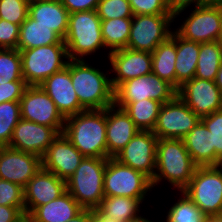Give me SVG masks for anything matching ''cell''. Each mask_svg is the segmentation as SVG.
Here are the masks:
<instances>
[{"mask_svg": "<svg viewBox=\"0 0 222 222\" xmlns=\"http://www.w3.org/2000/svg\"><path fill=\"white\" fill-rule=\"evenodd\" d=\"M94 62V59L91 62L70 60L72 84L80 105L85 110H103L114 105V89L108 62L100 67L94 65ZM104 66L108 69L106 70Z\"/></svg>", "mask_w": 222, "mask_h": 222, "instance_id": "cell-1", "label": "cell"}, {"mask_svg": "<svg viewBox=\"0 0 222 222\" xmlns=\"http://www.w3.org/2000/svg\"><path fill=\"white\" fill-rule=\"evenodd\" d=\"M197 167L183 139H158L152 188L158 193L156 188L166 182L174 192L182 191L189 184Z\"/></svg>", "mask_w": 222, "mask_h": 222, "instance_id": "cell-2", "label": "cell"}, {"mask_svg": "<svg viewBox=\"0 0 222 222\" xmlns=\"http://www.w3.org/2000/svg\"><path fill=\"white\" fill-rule=\"evenodd\" d=\"M63 41L70 60H92V57L100 53L102 57L99 55L97 64L102 63L101 60L107 62L105 58H108L110 52L104 46L101 19L96 10L69 14L68 29Z\"/></svg>", "mask_w": 222, "mask_h": 222, "instance_id": "cell-3", "label": "cell"}, {"mask_svg": "<svg viewBox=\"0 0 222 222\" xmlns=\"http://www.w3.org/2000/svg\"><path fill=\"white\" fill-rule=\"evenodd\" d=\"M63 134L84 157L108 158L106 109L66 117Z\"/></svg>", "mask_w": 222, "mask_h": 222, "instance_id": "cell-4", "label": "cell"}, {"mask_svg": "<svg viewBox=\"0 0 222 222\" xmlns=\"http://www.w3.org/2000/svg\"><path fill=\"white\" fill-rule=\"evenodd\" d=\"M108 158L84 157L66 180L67 191L83 209L97 208L104 196V172Z\"/></svg>", "mask_w": 222, "mask_h": 222, "instance_id": "cell-5", "label": "cell"}, {"mask_svg": "<svg viewBox=\"0 0 222 222\" xmlns=\"http://www.w3.org/2000/svg\"><path fill=\"white\" fill-rule=\"evenodd\" d=\"M221 20L222 6L202 4L176 13L174 31L180 37L198 43L220 41Z\"/></svg>", "mask_w": 222, "mask_h": 222, "instance_id": "cell-6", "label": "cell"}, {"mask_svg": "<svg viewBox=\"0 0 222 222\" xmlns=\"http://www.w3.org/2000/svg\"><path fill=\"white\" fill-rule=\"evenodd\" d=\"M207 217L222 215V165L199 166L182 190Z\"/></svg>", "mask_w": 222, "mask_h": 222, "instance_id": "cell-7", "label": "cell"}, {"mask_svg": "<svg viewBox=\"0 0 222 222\" xmlns=\"http://www.w3.org/2000/svg\"><path fill=\"white\" fill-rule=\"evenodd\" d=\"M22 75L28 86H38L52 74L64 69L68 62L65 44L40 46L20 51Z\"/></svg>", "mask_w": 222, "mask_h": 222, "instance_id": "cell-8", "label": "cell"}, {"mask_svg": "<svg viewBox=\"0 0 222 222\" xmlns=\"http://www.w3.org/2000/svg\"><path fill=\"white\" fill-rule=\"evenodd\" d=\"M104 196L149 198L154 190L151 180L143 173L108 158L104 172Z\"/></svg>", "mask_w": 222, "mask_h": 222, "instance_id": "cell-9", "label": "cell"}, {"mask_svg": "<svg viewBox=\"0 0 222 222\" xmlns=\"http://www.w3.org/2000/svg\"><path fill=\"white\" fill-rule=\"evenodd\" d=\"M174 15H133L127 48L152 53L174 31Z\"/></svg>", "mask_w": 222, "mask_h": 222, "instance_id": "cell-10", "label": "cell"}, {"mask_svg": "<svg viewBox=\"0 0 222 222\" xmlns=\"http://www.w3.org/2000/svg\"><path fill=\"white\" fill-rule=\"evenodd\" d=\"M177 89L154 73L122 82L114 90V104H130L145 99H153L162 104L173 100Z\"/></svg>", "mask_w": 222, "mask_h": 222, "instance_id": "cell-11", "label": "cell"}, {"mask_svg": "<svg viewBox=\"0 0 222 222\" xmlns=\"http://www.w3.org/2000/svg\"><path fill=\"white\" fill-rule=\"evenodd\" d=\"M200 118L178 97L162 104L153 134L158 139H183Z\"/></svg>", "mask_w": 222, "mask_h": 222, "instance_id": "cell-12", "label": "cell"}, {"mask_svg": "<svg viewBox=\"0 0 222 222\" xmlns=\"http://www.w3.org/2000/svg\"><path fill=\"white\" fill-rule=\"evenodd\" d=\"M21 118L54 128L63 133L66 118L58 110L48 94L38 86H27L20 99Z\"/></svg>", "mask_w": 222, "mask_h": 222, "instance_id": "cell-13", "label": "cell"}, {"mask_svg": "<svg viewBox=\"0 0 222 222\" xmlns=\"http://www.w3.org/2000/svg\"><path fill=\"white\" fill-rule=\"evenodd\" d=\"M157 141L158 138L153 131L139 130L113 158L119 163L143 173L152 181L156 172Z\"/></svg>", "mask_w": 222, "mask_h": 222, "instance_id": "cell-14", "label": "cell"}, {"mask_svg": "<svg viewBox=\"0 0 222 222\" xmlns=\"http://www.w3.org/2000/svg\"><path fill=\"white\" fill-rule=\"evenodd\" d=\"M107 62L114 90L122 82L152 73V53L149 52L123 48L110 52Z\"/></svg>", "mask_w": 222, "mask_h": 222, "instance_id": "cell-15", "label": "cell"}, {"mask_svg": "<svg viewBox=\"0 0 222 222\" xmlns=\"http://www.w3.org/2000/svg\"><path fill=\"white\" fill-rule=\"evenodd\" d=\"M177 96L199 118L222 109V92L215 81L194 77L177 90Z\"/></svg>", "mask_w": 222, "mask_h": 222, "instance_id": "cell-16", "label": "cell"}, {"mask_svg": "<svg viewBox=\"0 0 222 222\" xmlns=\"http://www.w3.org/2000/svg\"><path fill=\"white\" fill-rule=\"evenodd\" d=\"M41 167V157L9 146H0V179L24 188Z\"/></svg>", "mask_w": 222, "mask_h": 222, "instance_id": "cell-17", "label": "cell"}, {"mask_svg": "<svg viewBox=\"0 0 222 222\" xmlns=\"http://www.w3.org/2000/svg\"><path fill=\"white\" fill-rule=\"evenodd\" d=\"M67 191L66 181L54 173L40 168L24 187L25 214L47 204Z\"/></svg>", "mask_w": 222, "mask_h": 222, "instance_id": "cell-18", "label": "cell"}, {"mask_svg": "<svg viewBox=\"0 0 222 222\" xmlns=\"http://www.w3.org/2000/svg\"><path fill=\"white\" fill-rule=\"evenodd\" d=\"M59 133L49 126L20 119L14 128L9 147L42 158Z\"/></svg>", "mask_w": 222, "mask_h": 222, "instance_id": "cell-19", "label": "cell"}, {"mask_svg": "<svg viewBox=\"0 0 222 222\" xmlns=\"http://www.w3.org/2000/svg\"><path fill=\"white\" fill-rule=\"evenodd\" d=\"M84 159L80 151L62 133L51 143L42 156V168L65 181Z\"/></svg>", "mask_w": 222, "mask_h": 222, "instance_id": "cell-20", "label": "cell"}, {"mask_svg": "<svg viewBox=\"0 0 222 222\" xmlns=\"http://www.w3.org/2000/svg\"><path fill=\"white\" fill-rule=\"evenodd\" d=\"M40 86L65 118L85 111L72 84L70 60L64 69L46 78Z\"/></svg>", "mask_w": 222, "mask_h": 222, "instance_id": "cell-21", "label": "cell"}, {"mask_svg": "<svg viewBox=\"0 0 222 222\" xmlns=\"http://www.w3.org/2000/svg\"><path fill=\"white\" fill-rule=\"evenodd\" d=\"M139 129L128 114L115 104L106 108V141L108 158L122 150Z\"/></svg>", "mask_w": 222, "mask_h": 222, "instance_id": "cell-22", "label": "cell"}, {"mask_svg": "<svg viewBox=\"0 0 222 222\" xmlns=\"http://www.w3.org/2000/svg\"><path fill=\"white\" fill-rule=\"evenodd\" d=\"M28 15L37 24L49 27L62 40L66 37L69 12L60 0H30Z\"/></svg>", "mask_w": 222, "mask_h": 222, "instance_id": "cell-23", "label": "cell"}, {"mask_svg": "<svg viewBox=\"0 0 222 222\" xmlns=\"http://www.w3.org/2000/svg\"><path fill=\"white\" fill-rule=\"evenodd\" d=\"M147 200L148 198L105 196L101 204L97 208L91 209V211L95 218H109L128 222L139 217L145 211L142 208Z\"/></svg>", "mask_w": 222, "mask_h": 222, "instance_id": "cell-24", "label": "cell"}, {"mask_svg": "<svg viewBox=\"0 0 222 222\" xmlns=\"http://www.w3.org/2000/svg\"><path fill=\"white\" fill-rule=\"evenodd\" d=\"M82 210L83 208L66 191L60 197L37 207L29 216L32 222H67Z\"/></svg>", "mask_w": 222, "mask_h": 222, "instance_id": "cell-25", "label": "cell"}, {"mask_svg": "<svg viewBox=\"0 0 222 222\" xmlns=\"http://www.w3.org/2000/svg\"><path fill=\"white\" fill-rule=\"evenodd\" d=\"M183 142L198 167L214 166L212 133L201 121L183 138Z\"/></svg>", "mask_w": 222, "mask_h": 222, "instance_id": "cell-26", "label": "cell"}, {"mask_svg": "<svg viewBox=\"0 0 222 222\" xmlns=\"http://www.w3.org/2000/svg\"><path fill=\"white\" fill-rule=\"evenodd\" d=\"M200 43L186 40L176 33V89L194 78L197 69V59Z\"/></svg>", "mask_w": 222, "mask_h": 222, "instance_id": "cell-27", "label": "cell"}, {"mask_svg": "<svg viewBox=\"0 0 222 222\" xmlns=\"http://www.w3.org/2000/svg\"><path fill=\"white\" fill-rule=\"evenodd\" d=\"M65 44L49 27L37 24L29 15L20 25L17 50H27L40 46Z\"/></svg>", "mask_w": 222, "mask_h": 222, "instance_id": "cell-28", "label": "cell"}, {"mask_svg": "<svg viewBox=\"0 0 222 222\" xmlns=\"http://www.w3.org/2000/svg\"><path fill=\"white\" fill-rule=\"evenodd\" d=\"M176 32L152 52V73L176 88Z\"/></svg>", "mask_w": 222, "mask_h": 222, "instance_id": "cell-29", "label": "cell"}, {"mask_svg": "<svg viewBox=\"0 0 222 222\" xmlns=\"http://www.w3.org/2000/svg\"><path fill=\"white\" fill-rule=\"evenodd\" d=\"M115 105L122 108L128 114L139 130L153 131L162 103L153 99H145L130 104Z\"/></svg>", "mask_w": 222, "mask_h": 222, "instance_id": "cell-30", "label": "cell"}, {"mask_svg": "<svg viewBox=\"0 0 222 222\" xmlns=\"http://www.w3.org/2000/svg\"><path fill=\"white\" fill-rule=\"evenodd\" d=\"M221 50L220 41L200 43L195 78L215 81L221 65Z\"/></svg>", "mask_w": 222, "mask_h": 222, "instance_id": "cell-31", "label": "cell"}, {"mask_svg": "<svg viewBox=\"0 0 222 222\" xmlns=\"http://www.w3.org/2000/svg\"><path fill=\"white\" fill-rule=\"evenodd\" d=\"M132 18L101 20L104 46L109 51L127 48Z\"/></svg>", "mask_w": 222, "mask_h": 222, "instance_id": "cell-32", "label": "cell"}, {"mask_svg": "<svg viewBox=\"0 0 222 222\" xmlns=\"http://www.w3.org/2000/svg\"><path fill=\"white\" fill-rule=\"evenodd\" d=\"M176 196L166 209L164 222H205L207 216L184 192L178 191Z\"/></svg>", "mask_w": 222, "mask_h": 222, "instance_id": "cell-33", "label": "cell"}, {"mask_svg": "<svg viewBox=\"0 0 222 222\" xmlns=\"http://www.w3.org/2000/svg\"><path fill=\"white\" fill-rule=\"evenodd\" d=\"M20 119V102L9 101L0 104V146L10 144L14 128Z\"/></svg>", "mask_w": 222, "mask_h": 222, "instance_id": "cell-34", "label": "cell"}, {"mask_svg": "<svg viewBox=\"0 0 222 222\" xmlns=\"http://www.w3.org/2000/svg\"><path fill=\"white\" fill-rule=\"evenodd\" d=\"M24 81L20 51L0 48V84Z\"/></svg>", "mask_w": 222, "mask_h": 222, "instance_id": "cell-35", "label": "cell"}, {"mask_svg": "<svg viewBox=\"0 0 222 222\" xmlns=\"http://www.w3.org/2000/svg\"><path fill=\"white\" fill-rule=\"evenodd\" d=\"M200 121L212 133L214 166L222 165V109L200 118Z\"/></svg>", "mask_w": 222, "mask_h": 222, "instance_id": "cell-36", "label": "cell"}, {"mask_svg": "<svg viewBox=\"0 0 222 222\" xmlns=\"http://www.w3.org/2000/svg\"><path fill=\"white\" fill-rule=\"evenodd\" d=\"M96 12L101 20L133 17L128 0H100Z\"/></svg>", "mask_w": 222, "mask_h": 222, "instance_id": "cell-37", "label": "cell"}, {"mask_svg": "<svg viewBox=\"0 0 222 222\" xmlns=\"http://www.w3.org/2000/svg\"><path fill=\"white\" fill-rule=\"evenodd\" d=\"M30 0H0V19L21 25L28 16Z\"/></svg>", "mask_w": 222, "mask_h": 222, "instance_id": "cell-38", "label": "cell"}, {"mask_svg": "<svg viewBox=\"0 0 222 222\" xmlns=\"http://www.w3.org/2000/svg\"><path fill=\"white\" fill-rule=\"evenodd\" d=\"M0 205L25 207L24 188L19 184L0 179Z\"/></svg>", "mask_w": 222, "mask_h": 222, "instance_id": "cell-39", "label": "cell"}, {"mask_svg": "<svg viewBox=\"0 0 222 222\" xmlns=\"http://www.w3.org/2000/svg\"><path fill=\"white\" fill-rule=\"evenodd\" d=\"M133 15L171 14L164 0H128Z\"/></svg>", "mask_w": 222, "mask_h": 222, "instance_id": "cell-40", "label": "cell"}, {"mask_svg": "<svg viewBox=\"0 0 222 222\" xmlns=\"http://www.w3.org/2000/svg\"><path fill=\"white\" fill-rule=\"evenodd\" d=\"M20 26L0 19V48L17 49Z\"/></svg>", "mask_w": 222, "mask_h": 222, "instance_id": "cell-41", "label": "cell"}, {"mask_svg": "<svg viewBox=\"0 0 222 222\" xmlns=\"http://www.w3.org/2000/svg\"><path fill=\"white\" fill-rule=\"evenodd\" d=\"M27 86L25 81H10L0 84V104L9 101L20 102Z\"/></svg>", "mask_w": 222, "mask_h": 222, "instance_id": "cell-42", "label": "cell"}, {"mask_svg": "<svg viewBox=\"0 0 222 222\" xmlns=\"http://www.w3.org/2000/svg\"><path fill=\"white\" fill-rule=\"evenodd\" d=\"M69 14L81 11L96 10L100 0H60Z\"/></svg>", "mask_w": 222, "mask_h": 222, "instance_id": "cell-43", "label": "cell"}, {"mask_svg": "<svg viewBox=\"0 0 222 222\" xmlns=\"http://www.w3.org/2000/svg\"><path fill=\"white\" fill-rule=\"evenodd\" d=\"M169 12L175 15L183 10L191 9L203 4V0H164Z\"/></svg>", "mask_w": 222, "mask_h": 222, "instance_id": "cell-44", "label": "cell"}, {"mask_svg": "<svg viewBox=\"0 0 222 222\" xmlns=\"http://www.w3.org/2000/svg\"><path fill=\"white\" fill-rule=\"evenodd\" d=\"M25 215V207L0 205V222H17Z\"/></svg>", "mask_w": 222, "mask_h": 222, "instance_id": "cell-45", "label": "cell"}, {"mask_svg": "<svg viewBox=\"0 0 222 222\" xmlns=\"http://www.w3.org/2000/svg\"><path fill=\"white\" fill-rule=\"evenodd\" d=\"M91 216V209H83L79 214H77L74 218L70 219L67 222H87Z\"/></svg>", "mask_w": 222, "mask_h": 222, "instance_id": "cell-46", "label": "cell"}, {"mask_svg": "<svg viewBox=\"0 0 222 222\" xmlns=\"http://www.w3.org/2000/svg\"><path fill=\"white\" fill-rule=\"evenodd\" d=\"M147 216H148V213L146 215L142 213L139 217L132 219L128 222H156V219L154 221L149 217L147 218Z\"/></svg>", "mask_w": 222, "mask_h": 222, "instance_id": "cell-47", "label": "cell"}, {"mask_svg": "<svg viewBox=\"0 0 222 222\" xmlns=\"http://www.w3.org/2000/svg\"><path fill=\"white\" fill-rule=\"evenodd\" d=\"M215 84L218 86V88L222 92V65H220V68L217 72V76H216V79H215Z\"/></svg>", "mask_w": 222, "mask_h": 222, "instance_id": "cell-48", "label": "cell"}, {"mask_svg": "<svg viewBox=\"0 0 222 222\" xmlns=\"http://www.w3.org/2000/svg\"><path fill=\"white\" fill-rule=\"evenodd\" d=\"M203 4L222 6V0H203Z\"/></svg>", "mask_w": 222, "mask_h": 222, "instance_id": "cell-49", "label": "cell"}, {"mask_svg": "<svg viewBox=\"0 0 222 222\" xmlns=\"http://www.w3.org/2000/svg\"><path fill=\"white\" fill-rule=\"evenodd\" d=\"M205 222H222L220 217H207Z\"/></svg>", "mask_w": 222, "mask_h": 222, "instance_id": "cell-50", "label": "cell"}, {"mask_svg": "<svg viewBox=\"0 0 222 222\" xmlns=\"http://www.w3.org/2000/svg\"><path fill=\"white\" fill-rule=\"evenodd\" d=\"M17 222H32L29 215H24L21 219H19Z\"/></svg>", "mask_w": 222, "mask_h": 222, "instance_id": "cell-51", "label": "cell"}, {"mask_svg": "<svg viewBox=\"0 0 222 222\" xmlns=\"http://www.w3.org/2000/svg\"><path fill=\"white\" fill-rule=\"evenodd\" d=\"M99 222H121V221H116L114 219H109V218H96Z\"/></svg>", "mask_w": 222, "mask_h": 222, "instance_id": "cell-52", "label": "cell"}, {"mask_svg": "<svg viewBox=\"0 0 222 222\" xmlns=\"http://www.w3.org/2000/svg\"><path fill=\"white\" fill-rule=\"evenodd\" d=\"M87 222H99L93 215L88 219Z\"/></svg>", "mask_w": 222, "mask_h": 222, "instance_id": "cell-53", "label": "cell"}, {"mask_svg": "<svg viewBox=\"0 0 222 222\" xmlns=\"http://www.w3.org/2000/svg\"><path fill=\"white\" fill-rule=\"evenodd\" d=\"M220 42L222 43V20H221V39Z\"/></svg>", "mask_w": 222, "mask_h": 222, "instance_id": "cell-54", "label": "cell"}]
</instances>
